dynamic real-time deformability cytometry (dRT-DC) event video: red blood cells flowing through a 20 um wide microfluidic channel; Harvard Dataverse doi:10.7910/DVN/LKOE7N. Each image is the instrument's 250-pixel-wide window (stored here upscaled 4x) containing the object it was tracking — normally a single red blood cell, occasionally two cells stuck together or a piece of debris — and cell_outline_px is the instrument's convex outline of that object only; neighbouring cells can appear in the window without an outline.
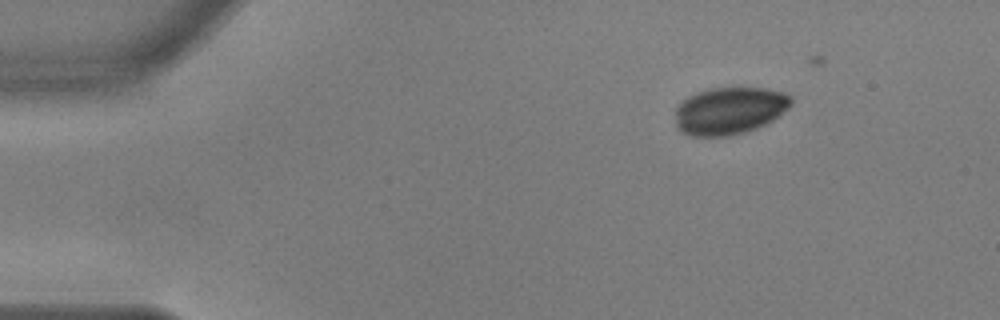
{"species": "common noctule bat (a hibernating species)", "species_latin": "Nyctalus noctula", "temperature_condition": "warm", "stored_images_in_passage": 15, "camera_frame_rate_fps": 3000, "um_per_image_px": 0.085, "animal": {"sex": "male", "body_mass_g": 17.9, "forearm_length_mm": 54.2}, "frame": {"image": 1, "passage_image": 1, "time_ms": 0.0, "image_size_px": [1000, 320], "cell_outline_px": [[792, 104], [780, 116], [756, 128], [744, 132], [728, 136], [688, 136], [680, 132], [676, 128], [676, 108], [688, 96], [696, 92], [712, 88], [764, 88], [784, 92], [792, 100]], "centroid_in_image_um": [61.99, 9.42], "position_along_channel_um": 23.0, "area_um2": 31.96}}
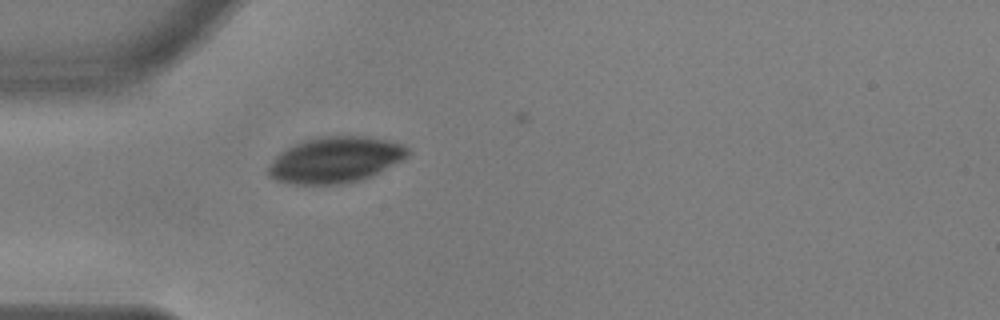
{"frame": {"image": 2, "passage_image": 10, "time_ms": 3.0, "image_size_px": [1000, 320], "cell_outline_px": [[412, 152], [404, 160], [372, 176], [360, 180], [340, 184], [292, 184], [276, 180], [268, 176], [268, 168], [276, 156], [280, 152], [304, 140], [316, 136], [368, 136], [388, 140], [404, 144]], "centroid_in_image_um": [28.56, 13.58], "position_along_channel_um": 56.4, "area_um2": 37.63}}
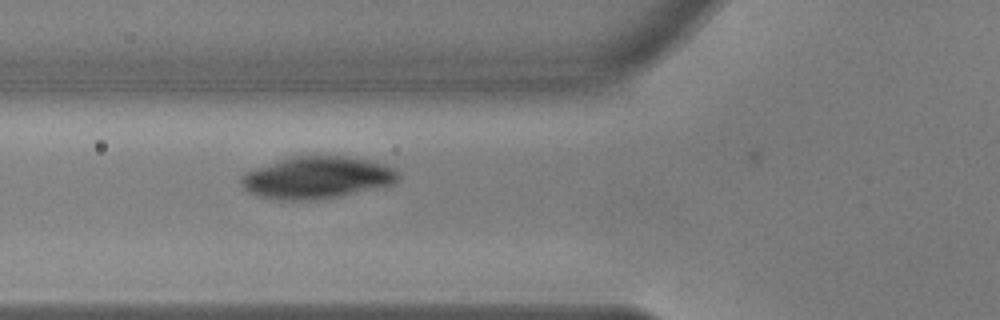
{"frame": {"image": 3, "passage_image": 14, "time_ms": 4.333, "image_size_px": [1000, 320], "cell_outline_px": [[400, 176], [396, 184], [336, 196], [300, 200], [292, 200], [256, 196], [248, 192], [240, 184], [240, 176], [244, 172], [296, 156], [344, 156], [368, 160], [384, 164], [392, 168]], "centroid_in_image_um": [26.94, 15.09], "position_along_channel_um": 98.9, "area_um2": 37.8}}